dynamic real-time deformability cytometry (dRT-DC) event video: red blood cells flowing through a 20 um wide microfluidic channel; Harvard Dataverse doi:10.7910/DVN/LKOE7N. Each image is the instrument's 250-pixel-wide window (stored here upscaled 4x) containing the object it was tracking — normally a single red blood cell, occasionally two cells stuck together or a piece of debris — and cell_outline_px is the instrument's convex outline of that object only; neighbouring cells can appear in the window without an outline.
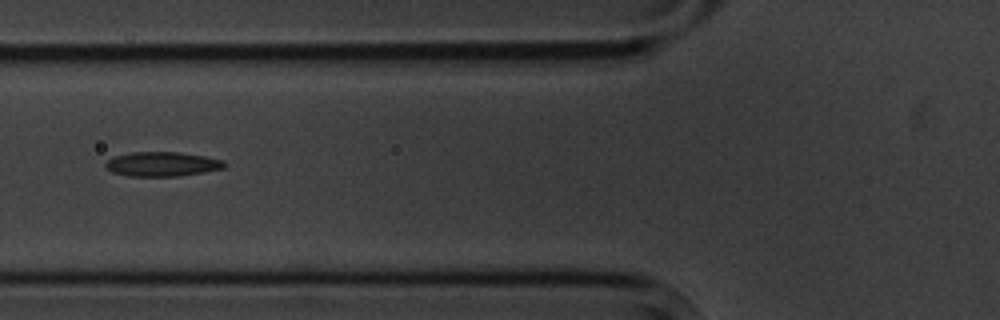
{"species": "common noctule bat (a hibernating species)", "species_latin": "Nyctalus noctula", "temperature_condition": "cold", "stored_images_in_passage": 15, "camera_frame_rate_fps": 3000, "um_per_image_px": 0.085, "animal": {"sex": "male", "body_mass_g": 20.1, "forearm_length_mm": 53.5}, "frame": {"image": 1, "passage_image": 6, "time_ms": 6.667, "image_size_px": [1000, 320], "cell_outline_px": [[228, 164], [224, 168], [204, 172], [176, 176], [128, 176], [112, 172], [104, 164], [112, 156], [132, 152], [180, 152], [204, 156], [224, 160]], "centroid_in_image_um": [13.8, 13.94], "position_along_channel_um": 112.0, "area_um2": 16.99}}
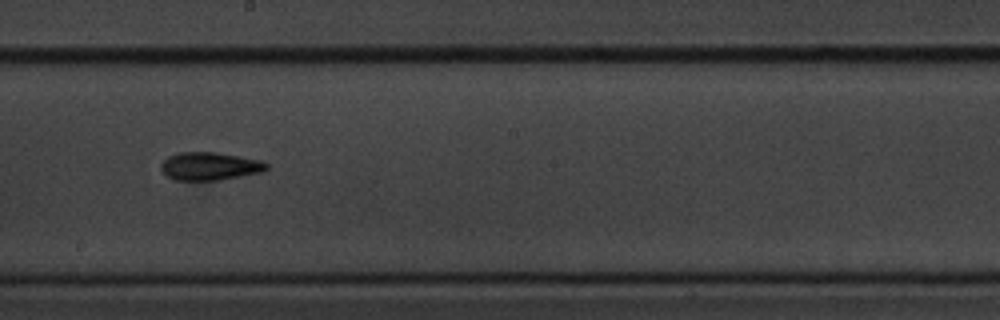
{"frame": {"image": 2, "passage_image": 9, "time_ms": 10.0, "image_size_px": [1000, 320], "cell_outline_px": [[268, 168], [260, 172], [240, 176], [216, 180], [176, 180], [168, 176], [160, 168], [160, 164], [168, 156], [180, 152], [216, 152], [264, 160], [268, 164]], "centroid_in_image_um": [17.84, 14.11], "position_along_channel_um": 230.4, "area_um2": 17.17}}
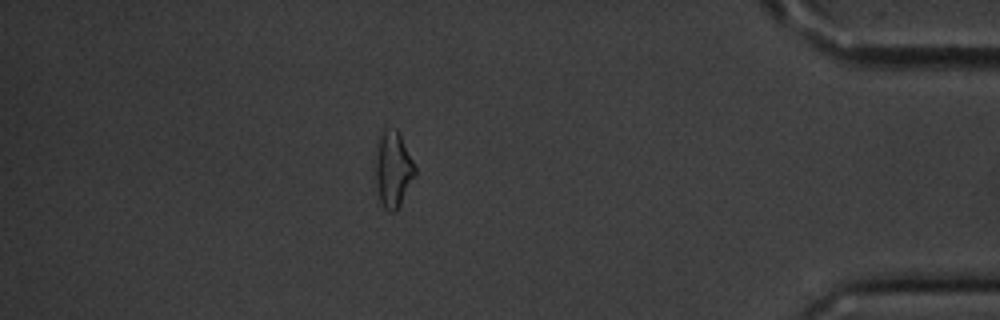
{"frame": {"image": 3, "passage_image": 14, "time_ms": 16.0, "image_size_px": [1000, 320], "cell_outline_px": [[416, 172], [396, 212], [392, 212], [384, 208], [380, 200], [372, 180], [372, 156], [380, 136], [384, 128], [396, 128], [400, 132], [416, 168]], "centroid_in_image_um": [33.32, 14.35], "position_along_channel_um": 401.9, "area_um2": 18.44}, "authors_computed_cell_mechanics": {"area_um2": 16.9354, "velocity_mm_per_s": 3.5421, "shape_relaxation_time_tau1_ms": 4.1995, "shape_relaxation_time_tau2_ms": 9.2428, "deformation_change_tau1": 0.1131, "deformation_change_tau2": 0.1951}}